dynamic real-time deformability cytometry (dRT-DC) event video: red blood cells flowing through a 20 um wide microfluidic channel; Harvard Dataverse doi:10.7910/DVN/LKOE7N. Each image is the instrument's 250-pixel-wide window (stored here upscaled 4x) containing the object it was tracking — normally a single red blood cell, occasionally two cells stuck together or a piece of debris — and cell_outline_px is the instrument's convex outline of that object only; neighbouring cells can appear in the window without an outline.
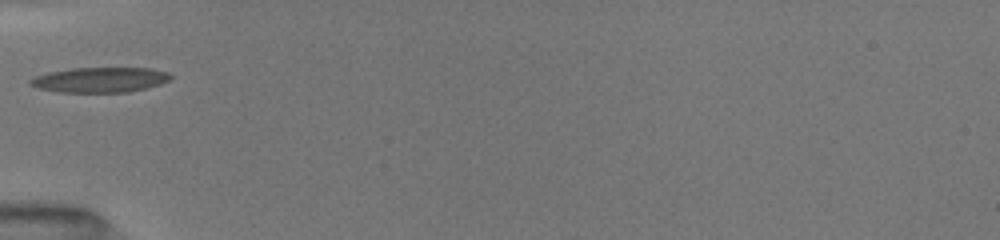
{"species": "common noctule bat (a hibernating species)", "species_latin": "Nyctalus noctula", "temperature_condition": "room temperature", "stored_images_in_passage": 38, "camera_frame_rate_fps": 3000, "um_per_image_px": 0.085, "animal": {"sex": "female", "body_mass_g": 19.5, "forearm_length_mm": 54.1}, "frame": {"image": 1, "passage_image": 1, "time_ms": 0.0, "image_size_px": [1000, 240], "cell_outline_px": [[172, 76], [168, 80], [160, 84], [128, 92], [60, 92], [40, 88], [28, 84], [28, 80], [36, 76], [48, 72], [72, 68], [152, 68], [168, 72]], "centroid_in_image_um": [8.49, 6.77], "position_along_channel_um": 76.5, "area_um2": 20.4}}
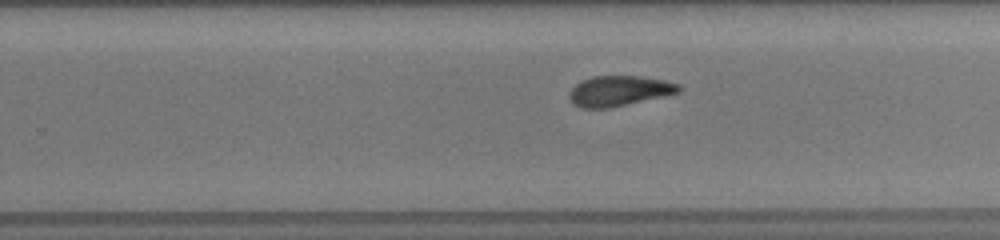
{"frame": {"image": 2, "passage_image": 18, "time_ms": 5.0, "image_size_px": [1000, 240], "cell_outline_px": [[680, 92], [608, 108], [580, 108], [572, 104], [568, 96], [568, 92], [580, 80], [592, 76], [640, 76], [664, 80], [680, 84]], "centroid_in_image_um": [52.56, 7.72], "position_along_channel_um": 277.2, "area_um2": 19.31}}
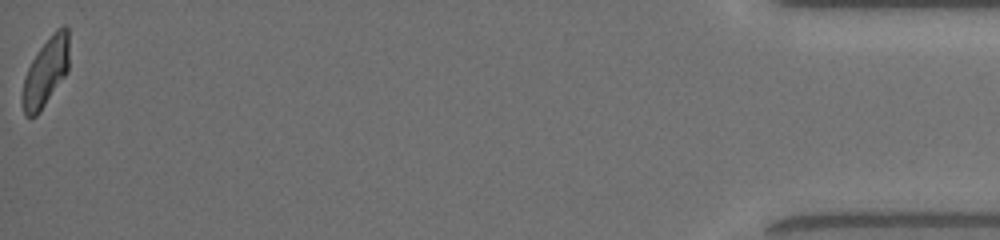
{"frame": {"image": 3, "passage_image": 38, "time_ms": 11.0, "image_size_px": [1000, 240], "cell_outline_px": [[68, 72], [40, 112], [36, 116], [24, 116], [20, 100], [20, 96], [24, 76], [32, 60], [40, 48], [56, 28], [64, 24], [68, 28]], "centroid_in_image_um": [3.86, 6.16], "position_along_channel_um": 431.3, "area_um2": 18.9}, "authors_computed_cell_mechanics": {"area_um2": 19.4786, "velocity_mm_per_s": 4.013, "shape_relaxation_time_tau1_ms": 4.6963, "shape_relaxation_time_tau2_ms": 1.9814, "deformation_change_tau1": 0.1709, "deformation_change_tau2": 0.0826}}